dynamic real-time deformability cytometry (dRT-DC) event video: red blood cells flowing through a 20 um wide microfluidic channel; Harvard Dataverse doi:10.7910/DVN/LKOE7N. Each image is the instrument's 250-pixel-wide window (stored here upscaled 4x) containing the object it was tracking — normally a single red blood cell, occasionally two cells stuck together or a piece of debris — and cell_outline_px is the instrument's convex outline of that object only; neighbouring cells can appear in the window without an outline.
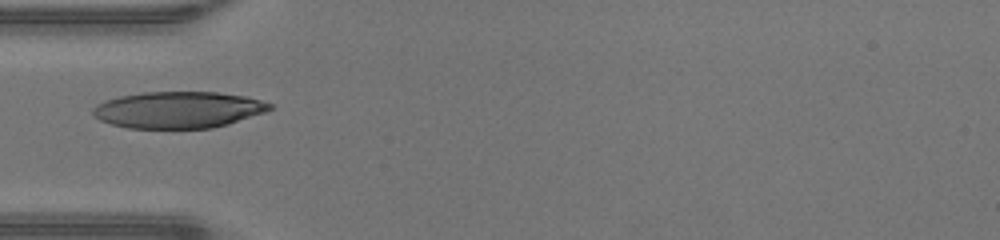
{"species": "human", "species_latin": "Homo sapiens", "temperature_condition": "warm", "stored_images_in_passage": 33, "camera_frame_rate_fps": 3000, "um_per_image_px": 0.085, "donor": {"sex": "male"}, "frame": {"image": 1, "passage_image": 1, "time_ms": 0.0, "image_size_px": [1000, 240], "cell_outline_px": [[272, 108], [264, 112], [228, 124], [212, 128], [128, 128], [112, 124], [100, 120], [92, 116], [92, 108], [96, 104], [120, 96], [144, 92], [216, 92], [244, 96], [260, 100], [272, 104]], "centroid_in_image_um": [15.12, 9.33], "position_along_channel_um": 69.9, "area_um2": 37.51}}
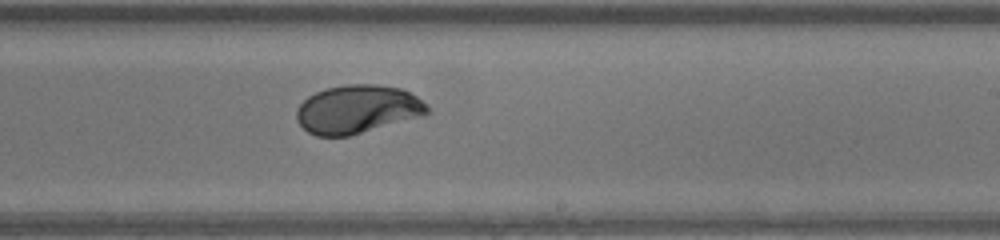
{"frame": {"image": 2, "passage_image": 14, "time_ms": 4.333, "image_size_px": [1000, 240], "cell_outline_px": [[428, 112], [424, 116], [352, 136], [316, 136], [308, 132], [296, 120], [296, 108], [308, 96], [316, 92], [328, 88], [348, 84], [376, 84], [404, 88], [416, 96], [428, 108]], "centroid_in_image_um": [30.38, 9.3], "position_along_channel_um": 258.6, "area_um2": 37.17}}
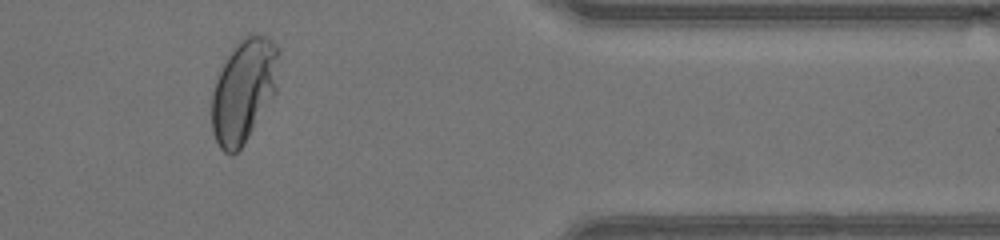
{"frame": {"image": 3, "passage_image": 25, "time_ms": 8.0, "image_size_px": [1000, 240], "cell_outline_px": [[280, 52], [276, 92], [240, 148], [232, 156], [224, 152], [220, 148], [216, 140], [212, 128], [212, 92], [216, 80], [232, 48], [248, 32], [256, 32], [268, 36], [280, 48]], "centroid_in_image_um": [20.74, 7.62], "position_along_channel_um": 390.7, "area_um2": 40.4}}